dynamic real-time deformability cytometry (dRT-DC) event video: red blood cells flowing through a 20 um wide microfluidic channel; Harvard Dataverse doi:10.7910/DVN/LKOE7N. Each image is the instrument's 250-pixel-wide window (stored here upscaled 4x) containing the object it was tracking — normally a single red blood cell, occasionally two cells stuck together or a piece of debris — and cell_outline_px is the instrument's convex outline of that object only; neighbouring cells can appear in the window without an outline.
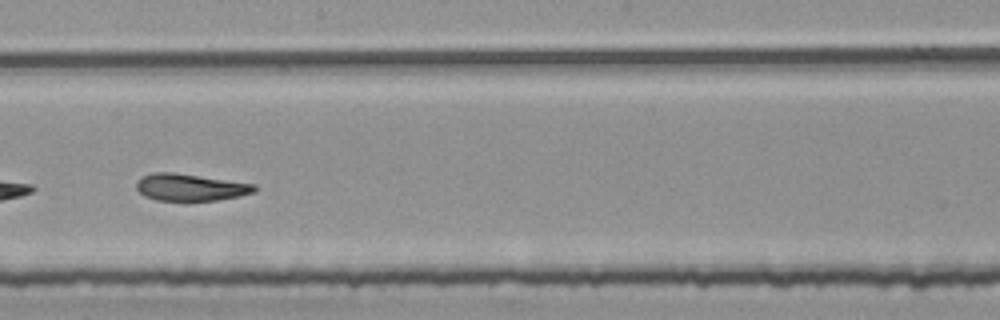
{"species": "common noctule bat (a hibernating species)", "species_latin": "Nyctalus noctula", "temperature_condition": "room temperature", "stored_images_in_passage": 51, "segment_of_instrument_passage": [2, 2], "camera_frame_rate_fps": 3000, "um_per_image_px": 0.085, "animal": {"sex": "female", "body_mass_g": 25.1}, "frame": {"image": 1, "passage_image": 31, "time_ms": 10.0, "image_size_px": [1000, 320], "cell_outline_px": [[256, 192], [240, 196], [216, 200], [184, 204], [156, 200], [144, 196], [136, 188], [136, 184], [144, 176], [156, 172], [172, 172], [256, 184]], "centroid_in_image_um": [16.19, 15.98], "position_along_channel_um": 232.0, "area_um2": 19.19}}
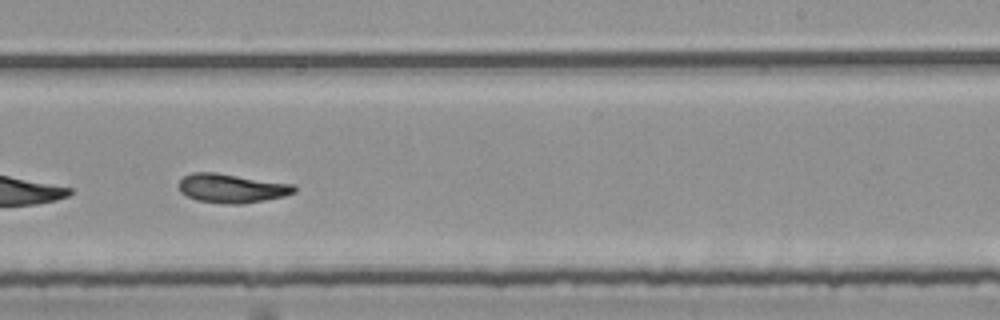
{"frame": {"image": 2, "passage_image": 34, "time_ms": 11.0, "image_size_px": [1000, 320], "cell_outline_px": [[296, 192], [284, 196], [264, 200], [240, 204], [224, 204], [196, 200], [180, 192], [180, 180], [184, 176], [192, 172], [216, 172], [292, 184], [296, 188]], "centroid_in_image_um": [19.68, 16.0], "position_along_channel_um": 269.3, "area_um2": 19.42}}
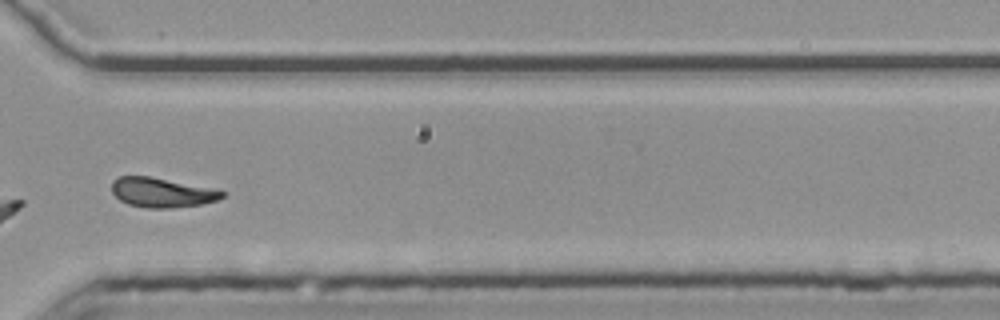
{"frame": {"image": 3, "passage_image": 41, "time_ms": 13.333, "image_size_px": [1000, 320], "cell_outline_px": [[224, 196], [216, 200], [200, 204], [172, 208], [148, 208], [128, 204], [120, 200], [112, 192], [112, 180], [120, 176], [148, 176], [208, 188], [224, 192]], "centroid_in_image_um": [13.68, 16.37], "position_along_channel_um": 356.9, "area_um2": 18.55}}